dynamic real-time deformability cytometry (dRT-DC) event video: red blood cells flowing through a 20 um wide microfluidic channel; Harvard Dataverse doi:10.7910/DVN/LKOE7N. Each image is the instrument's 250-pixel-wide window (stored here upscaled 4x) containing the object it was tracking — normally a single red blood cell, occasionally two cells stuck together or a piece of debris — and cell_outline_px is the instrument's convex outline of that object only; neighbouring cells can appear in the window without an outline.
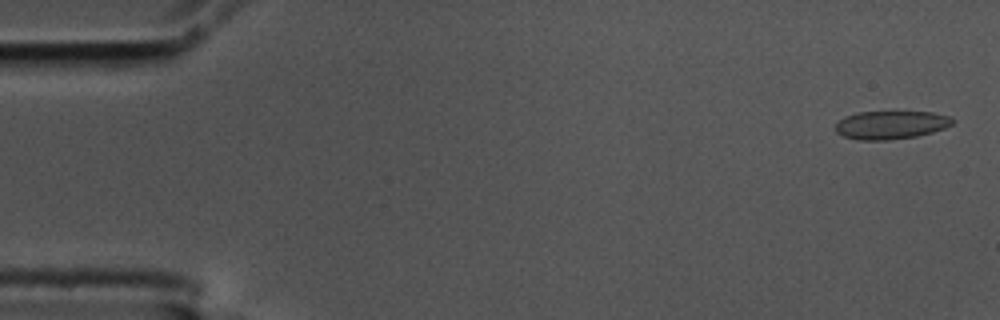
{"species": "common noctule bat (a hibernating species)", "species_latin": "Nyctalus noctula", "temperature_condition": "cold", "stored_images_in_passage": 51, "camera_frame_rate_fps": 3000, "um_per_image_px": 0.085, "animal": {"sex": "male", "body_mass_g": 17.5, "forearm_length_mm": 52.3}, "frame": {"image": 1, "passage_image": 2, "time_ms": 0.333, "image_size_px": [1000, 320], "cell_outline_px": [[956, 120], [952, 124], [944, 128], [932, 132], [916, 136], [888, 140], [856, 140], [844, 136], [836, 132], [836, 124], [844, 116], [856, 112], [932, 112], [952, 116]], "centroid_in_image_um": [75.74, 10.61], "position_along_channel_um": 9.3, "area_um2": 19.36}}
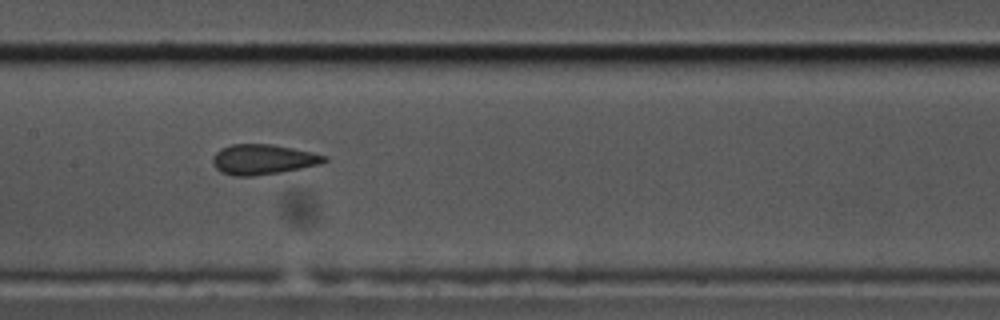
{"frame": {"image": 2, "passage_image": 27, "time_ms": 8.667, "image_size_px": [1000, 320], "cell_outline_px": [[328, 160], [320, 164], [280, 172], [252, 176], [232, 176], [220, 172], [212, 164], [212, 156], [220, 148], [232, 144], [272, 144], [312, 152], [328, 156]], "centroid_in_image_um": [22.32, 13.55], "position_along_channel_um": 185.1, "area_um2": 19.71}}
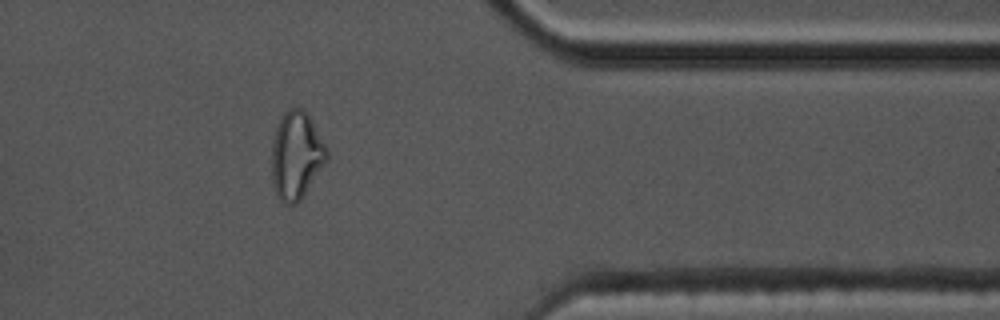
{"frame": {"image": 3, "passage_image": 45, "time_ms": 14.667, "image_size_px": [1000, 320], "cell_outline_px": [[328, 160], [300, 200], [296, 204], [284, 204], [276, 196], [272, 184], [272, 140], [276, 128], [284, 112], [288, 108], [304, 108], [308, 112], [328, 148]], "centroid_in_image_um": [25.19, 13.2], "position_along_channel_um": 386.2, "area_um2": 28.55}, "authors_computed_cell_mechanics": {"area_um2": 19.4208, "velocity_mm_per_s": 3.6245, "shape_relaxation_time_tau1_ms": null, "shape_relaxation_time_tau2_ms": 1.0562, "deformation_change_tau1": null, "deformation_change_tau2": 0.0701}}